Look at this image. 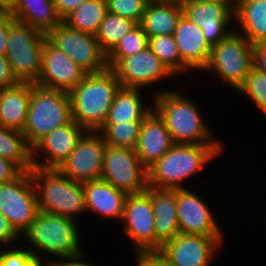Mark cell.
Masks as SVG:
<instances>
[{"instance_id": "obj_32", "label": "cell", "mask_w": 266, "mask_h": 266, "mask_svg": "<svg viewBox=\"0 0 266 266\" xmlns=\"http://www.w3.org/2000/svg\"><path fill=\"white\" fill-rule=\"evenodd\" d=\"M142 121L127 123L104 124L98 132L101 133L109 146L135 149L139 140Z\"/></svg>"}, {"instance_id": "obj_5", "label": "cell", "mask_w": 266, "mask_h": 266, "mask_svg": "<svg viewBox=\"0 0 266 266\" xmlns=\"http://www.w3.org/2000/svg\"><path fill=\"white\" fill-rule=\"evenodd\" d=\"M30 174L40 211L75 221L79 213L86 212L83 183L67 178L57 169L33 167Z\"/></svg>"}, {"instance_id": "obj_39", "label": "cell", "mask_w": 266, "mask_h": 266, "mask_svg": "<svg viewBox=\"0 0 266 266\" xmlns=\"http://www.w3.org/2000/svg\"><path fill=\"white\" fill-rule=\"evenodd\" d=\"M19 83L14 76L11 65L5 55H0V89L15 86Z\"/></svg>"}, {"instance_id": "obj_35", "label": "cell", "mask_w": 266, "mask_h": 266, "mask_svg": "<svg viewBox=\"0 0 266 266\" xmlns=\"http://www.w3.org/2000/svg\"><path fill=\"white\" fill-rule=\"evenodd\" d=\"M249 97L266 114V74L255 67L247 74L244 83L237 90Z\"/></svg>"}, {"instance_id": "obj_3", "label": "cell", "mask_w": 266, "mask_h": 266, "mask_svg": "<svg viewBox=\"0 0 266 266\" xmlns=\"http://www.w3.org/2000/svg\"><path fill=\"white\" fill-rule=\"evenodd\" d=\"M153 98V109L164 120L174 144H220L191 99L165 90L157 91Z\"/></svg>"}, {"instance_id": "obj_44", "label": "cell", "mask_w": 266, "mask_h": 266, "mask_svg": "<svg viewBox=\"0 0 266 266\" xmlns=\"http://www.w3.org/2000/svg\"><path fill=\"white\" fill-rule=\"evenodd\" d=\"M253 64L257 70L266 74V43L253 45Z\"/></svg>"}, {"instance_id": "obj_22", "label": "cell", "mask_w": 266, "mask_h": 266, "mask_svg": "<svg viewBox=\"0 0 266 266\" xmlns=\"http://www.w3.org/2000/svg\"><path fill=\"white\" fill-rule=\"evenodd\" d=\"M154 209L156 251L179 232L176 189H158L148 186Z\"/></svg>"}, {"instance_id": "obj_11", "label": "cell", "mask_w": 266, "mask_h": 266, "mask_svg": "<svg viewBox=\"0 0 266 266\" xmlns=\"http://www.w3.org/2000/svg\"><path fill=\"white\" fill-rule=\"evenodd\" d=\"M46 36L87 73H97L108 68L107 55L95 35L70 28L61 22Z\"/></svg>"}, {"instance_id": "obj_26", "label": "cell", "mask_w": 266, "mask_h": 266, "mask_svg": "<svg viewBox=\"0 0 266 266\" xmlns=\"http://www.w3.org/2000/svg\"><path fill=\"white\" fill-rule=\"evenodd\" d=\"M10 14L45 35L62 22L53 0H14Z\"/></svg>"}, {"instance_id": "obj_27", "label": "cell", "mask_w": 266, "mask_h": 266, "mask_svg": "<svg viewBox=\"0 0 266 266\" xmlns=\"http://www.w3.org/2000/svg\"><path fill=\"white\" fill-rule=\"evenodd\" d=\"M235 19L252 45L266 43V0H239Z\"/></svg>"}, {"instance_id": "obj_28", "label": "cell", "mask_w": 266, "mask_h": 266, "mask_svg": "<svg viewBox=\"0 0 266 266\" xmlns=\"http://www.w3.org/2000/svg\"><path fill=\"white\" fill-rule=\"evenodd\" d=\"M140 96V88L120 87L115 93L104 124L143 121L152 112L153 108L144 107Z\"/></svg>"}, {"instance_id": "obj_15", "label": "cell", "mask_w": 266, "mask_h": 266, "mask_svg": "<svg viewBox=\"0 0 266 266\" xmlns=\"http://www.w3.org/2000/svg\"><path fill=\"white\" fill-rule=\"evenodd\" d=\"M86 74L87 72L63 51L55 47L47 38L45 39L42 50L41 71L35 85L69 93Z\"/></svg>"}, {"instance_id": "obj_23", "label": "cell", "mask_w": 266, "mask_h": 266, "mask_svg": "<svg viewBox=\"0 0 266 266\" xmlns=\"http://www.w3.org/2000/svg\"><path fill=\"white\" fill-rule=\"evenodd\" d=\"M83 188L87 212L93 211L104 217L122 220L126 193L103 179L83 182Z\"/></svg>"}, {"instance_id": "obj_24", "label": "cell", "mask_w": 266, "mask_h": 266, "mask_svg": "<svg viewBox=\"0 0 266 266\" xmlns=\"http://www.w3.org/2000/svg\"><path fill=\"white\" fill-rule=\"evenodd\" d=\"M183 7L180 0H150L140 25L148 39L160 35H173Z\"/></svg>"}, {"instance_id": "obj_33", "label": "cell", "mask_w": 266, "mask_h": 266, "mask_svg": "<svg viewBox=\"0 0 266 266\" xmlns=\"http://www.w3.org/2000/svg\"><path fill=\"white\" fill-rule=\"evenodd\" d=\"M148 46L174 76L189 69L181 61L174 35L151 37Z\"/></svg>"}, {"instance_id": "obj_34", "label": "cell", "mask_w": 266, "mask_h": 266, "mask_svg": "<svg viewBox=\"0 0 266 266\" xmlns=\"http://www.w3.org/2000/svg\"><path fill=\"white\" fill-rule=\"evenodd\" d=\"M148 37L138 24L129 31L107 55L108 68H113L122 58L133 56L148 47Z\"/></svg>"}, {"instance_id": "obj_14", "label": "cell", "mask_w": 266, "mask_h": 266, "mask_svg": "<svg viewBox=\"0 0 266 266\" xmlns=\"http://www.w3.org/2000/svg\"><path fill=\"white\" fill-rule=\"evenodd\" d=\"M223 237L179 233L158 252L172 266H209Z\"/></svg>"}, {"instance_id": "obj_25", "label": "cell", "mask_w": 266, "mask_h": 266, "mask_svg": "<svg viewBox=\"0 0 266 266\" xmlns=\"http://www.w3.org/2000/svg\"><path fill=\"white\" fill-rule=\"evenodd\" d=\"M30 103V83L0 89V124L23 132Z\"/></svg>"}, {"instance_id": "obj_40", "label": "cell", "mask_w": 266, "mask_h": 266, "mask_svg": "<svg viewBox=\"0 0 266 266\" xmlns=\"http://www.w3.org/2000/svg\"><path fill=\"white\" fill-rule=\"evenodd\" d=\"M20 234L15 228L9 223L8 219L0 213V244L1 242L7 246L11 243L13 246L14 242L18 240Z\"/></svg>"}, {"instance_id": "obj_18", "label": "cell", "mask_w": 266, "mask_h": 266, "mask_svg": "<svg viewBox=\"0 0 266 266\" xmlns=\"http://www.w3.org/2000/svg\"><path fill=\"white\" fill-rule=\"evenodd\" d=\"M87 132L73 119L66 125L58 127L32 147L33 167L43 169H58L77 146L78 141ZM43 151L45 161H39L36 154Z\"/></svg>"}, {"instance_id": "obj_29", "label": "cell", "mask_w": 266, "mask_h": 266, "mask_svg": "<svg viewBox=\"0 0 266 266\" xmlns=\"http://www.w3.org/2000/svg\"><path fill=\"white\" fill-rule=\"evenodd\" d=\"M0 157L16 164L22 171L33 168L32 148L21 131L6 128L0 124Z\"/></svg>"}, {"instance_id": "obj_6", "label": "cell", "mask_w": 266, "mask_h": 266, "mask_svg": "<svg viewBox=\"0 0 266 266\" xmlns=\"http://www.w3.org/2000/svg\"><path fill=\"white\" fill-rule=\"evenodd\" d=\"M71 120L68 92L46 89L30 83L29 110L22 133L31 148L46 134Z\"/></svg>"}, {"instance_id": "obj_19", "label": "cell", "mask_w": 266, "mask_h": 266, "mask_svg": "<svg viewBox=\"0 0 266 266\" xmlns=\"http://www.w3.org/2000/svg\"><path fill=\"white\" fill-rule=\"evenodd\" d=\"M180 1L183 15L202 29L205 39L211 47L233 32L231 28L229 31L228 29L230 20L234 19V13L226 5L197 0Z\"/></svg>"}, {"instance_id": "obj_16", "label": "cell", "mask_w": 266, "mask_h": 266, "mask_svg": "<svg viewBox=\"0 0 266 266\" xmlns=\"http://www.w3.org/2000/svg\"><path fill=\"white\" fill-rule=\"evenodd\" d=\"M121 87L141 88L174 76L148 46L141 52L122 58L113 68Z\"/></svg>"}, {"instance_id": "obj_12", "label": "cell", "mask_w": 266, "mask_h": 266, "mask_svg": "<svg viewBox=\"0 0 266 266\" xmlns=\"http://www.w3.org/2000/svg\"><path fill=\"white\" fill-rule=\"evenodd\" d=\"M121 222L125 225L123 235L133 241L135 253L156 251L154 209L147 189L127 195Z\"/></svg>"}, {"instance_id": "obj_42", "label": "cell", "mask_w": 266, "mask_h": 266, "mask_svg": "<svg viewBox=\"0 0 266 266\" xmlns=\"http://www.w3.org/2000/svg\"><path fill=\"white\" fill-rule=\"evenodd\" d=\"M10 27V12L0 11V55H5Z\"/></svg>"}, {"instance_id": "obj_2", "label": "cell", "mask_w": 266, "mask_h": 266, "mask_svg": "<svg viewBox=\"0 0 266 266\" xmlns=\"http://www.w3.org/2000/svg\"><path fill=\"white\" fill-rule=\"evenodd\" d=\"M221 144H174L148 169V186L182 189V182L202 170L222 152Z\"/></svg>"}, {"instance_id": "obj_31", "label": "cell", "mask_w": 266, "mask_h": 266, "mask_svg": "<svg viewBox=\"0 0 266 266\" xmlns=\"http://www.w3.org/2000/svg\"><path fill=\"white\" fill-rule=\"evenodd\" d=\"M137 25L138 23L131 19L107 12L99 25L95 38L102 51L108 55L119 41Z\"/></svg>"}, {"instance_id": "obj_47", "label": "cell", "mask_w": 266, "mask_h": 266, "mask_svg": "<svg viewBox=\"0 0 266 266\" xmlns=\"http://www.w3.org/2000/svg\"><path fill=\"white\" fill-rule=\"evenodd\" d=\"M14 0H0V11H9L13 7Z\"/></svg>"}, {"instance_id": "obj_1", "label": "cell", "mask_w": 266, "mask_h": 266, "mask_svg": "<svg viewBox=\"0 0 266 266\" xmlns=\"http://www.w3.org/2000/svg\"><path fill=\"white\" fill-rule=\"evenodd\" d=\"M120 87L111 68L87 73L69 92L72 119L87 131H98L104 125Z\"/></svg>"}, {"instance_id": "obj_17", "label": "cell", "mask_w": 266, "mask_h": 266, "mask_svg": "<svg viewBox=\"0 0 266 266\" xmlns=\"http://www.w3.org/2000/svg\"><path fill=\"white\" fill-rule=\"evenodd\" d=\"M179 232L208 237H222L221 226L202 198L186 188L176 189Z\"/></svg>"}, {"instance_id": "obj_37", "label": "cell", "mask_w": 266, "mask_h": 266, "mask_svg": "<svg viewBox=\"0 0 266 266\" xmlns=\"http://www.w3.org/2000/svg\"><path fill=\"white\" fill-rule=\"evenodd\" d=\"M1 249L0 266H41L29 249Z\"/></svg>"}, {"instance_id": "obj_4", "label": "cell", "mask_w": 266, "mask_h": 266, "mask_svg": "<svg viewBox=\"0 0 266 266\" xmlns=\"http://www.w3.org/2000/svg\"><path fill=\"white\" fill-rule=\"evenodd\" d=\"M77 223L73 219L39 210L31 225L22 235L32 246L28 249L36 261L44 266L38 252H34L33 246L39 252L58 256L60 260L83 253L80 247Z\"/></svg>"}, {"instance_id": "obj_41", "label": "cell", "mask_w": 266, "mask_h": 266, "mask_svg": "<svg viewBox=\"0 0 266 266\" xmlns=\"http://www.w3.org/2000/svg\"><path fill=\"white\" fill-rule=\"evenodd\" d=\"M23 171L13 162L0 157V183H5L17 178Z\"/></svg>"}, {"instance_id": "obj_21", "label": "cell", "mask_w": 266, "mask_h": 266, "mask_svg": "<svg viewBox=\"0 0 266 266\" xmlns=\"http://www.w3.org/2000/svg\"><path fill=\"white\" fill-rule=\"evenodd\" d=\"M173 35L181 61L189 70L203 71L208 64L212 47L206 41L202 29L182 15Z\"/></svg>"}, {"instance_id": "obj_46", "label": "cell", "mask_w": 266, "mask_h": 266, "mask_svg": "<svg viewBox=\"0 0 266 266\" xmlns=\"http://www.w3.org/2000/svg\"><path fill=\"white\" fill-rule=\"evenodd\" d=\"M201 2H214L226 5L234 14L238 7L239 0H197Z\"/></svg>"}, {"instance_id": "obj_10", "label": "cell", "mask_w": 266, "mask_h": 266, "mask_svg": "<svg viewBox=\"0 0 266 266\" xmlns=\"http://www.w3.org/2000/svg\"><path fill=\"white\" fill-rule=\"evenodd\" d=\"M39 212L30 171H23L12 181L0 183V213L22 236Z\"/></svg>"}, {"instance_id": "obj_8", "label": "cell", "mask_w": 266, "mask_h": 266, "mask_svg": "<svg viewBox=\"0 0 266 266\" xmlns=\"http://www.w3.org/2000/svg\"><path fill=\"white\" fill-rule=\"evenodd\" d=\"M253 67V45L239 30L233 29L226 38L212 46L208 64L203 70L215 72L219 79L237 91Z\"/></svg>"}, {"instance_id": "obj_7", "label": "cell", "mask_w": 266, "mask_h": 266, "mask_svg": "<svg viewBox=\"0 0 266 266\" xmlns=\"http://www.w3.org/2000/svg\"><path fill=\"white\" fill-rule=\"evenodd\" d=\"M46 38L44 33L15 20L10 14L5 57L19 82H37Z\"/></svg>"}, {"instance_id": "obj_9", "label": "cell", "mask_w": 266, "mask_h": 266, "mask_svg": "<svg viewBox=\"0 0 266 266\" xmlns=\"http://www.w3.org/2000/svg\"><path fill=\"white\" fill-rule=\"evenodd\" d=\"M127 195L143 192L148 187V172L135 149L106 145L102 177Z\"/></svg>"}, {"instance_id": "obj_38", "label": "cell", "mask_w": 266, "mask_h": 266, "mask_svg": "<svg viewBox=\"0 0 266 266\" xmlns=\"http://www.w3.org/2000/svg\"><path fill=\"white\" fill-rule=\"evenodd\" d=\"M136 254L138 266H172L158 251L139 252Z\"/></svg>"}, {"instance_id": "obj_36", "label": "cell", "mask_w": 266, "mask_h": 266, "mask_svg": "<svg viewBox=\"0 0 266 266\" xmlns=\"http://www.w3.org/2000/svg\"><path fill=\"white\" fill-rule=\"evenodd\" d=\"M108 12L141 23L150 0H106Z\"/></svg>"}, {"instance_id": "obj_20", "label": "cell", "mask_w": 266, "mask_h": 266, "mask_svg": "<svg viewBox=\"0 0 266 266\" xmlns=\"http://www.w3.org/2000/svg\"><path fill=\"white\" fill-rule=\"evenodd\" d=\"M174 145L164 120L153 109L142 121L139 140L135 148L141 164L148 169Z\"/></svg>"}, {"instance_id": "obj_43", "label": "cell", "mask_w": 266, "mask_h": 266, "mask_svg": "<svg viewBox=\"0 0 266 266\" xmlns=\"http://www.w3.org/2000/svg\"><path fill=\"white\" fill-rule=\"evenodd\" d=\"M84 1L86 0H53V3L59 17L63 20Z\"/></svg>"}, {"instance_id": "obj_45", "label": "cell", "mask_w": 266, "mask_h": 266, "mask_svg": "<svg viewBox=\"0 0 266 266\" xmlns=\"http://www.w3.org/2000/svg\"><path fill=\"white\" fill-rule=\"evenodd\" d=\"M83 258V253L76 255L74 257H70L67 259H63L62 261L60 260H51L49 261V259H46L47 261L44 262V266H95L93 264H88L84 261H81Z\"/></svg>"}, {"instance_id": "obj_30", "label": "cell", "mask_w": 266, "mask_h": 266, "mask_svg": "<svg viewBox=\"0 0 266 266\" xmlns=\"http://www.w3.org/2000/svg\"><path fill=\"white\" fill-rule=\"evenodd\" d=\"M108 12L106 0H86L62 22L68 27L95 35Z\"/></svg>"}, {"instance_id": "obj_13", "label": "cell", "mask_w": 266, "mask_h": 266, "mask_svg": "<svg viewBox=\"0 0 266 266\" xmlns=\"http://www.w3.org/2000/svg\"><path fill=\"white\" fill-rule=\"evenodd\" d=\"M106 145L101 133L87 131L57 170L76 182L101 179Z\"/></svg>"}]
</instances>
